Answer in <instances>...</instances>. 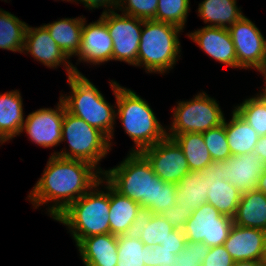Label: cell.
Listing matches in <instances>:
<instances>
[{"instance_id":"obj_1","label":"cell","mask_w":266,"mask_h":266,"mask_svg":"<svg viewBox=\"0 0 266 266\" xmlns=\"http://www.w3.org/2000/svg\"><path fill=\"white\" fill-rule=\"evenodd\" d=\"M51 155L28 199L36 208L53 201L48 212L55 220L97 184L102 174L90 163Z\"/></svg>"},{"instance_id":"obj_2","label":"cell","mask_w":266,"mask_h":266,"mask_svg":"<svg viewBox=\"0 0 266 266\" xmlns=\"http://www.w3.org/2000/svg\"><path fill=\"white\" fill-rule=\"evenodd\" d=\"M104 171V181L137 202L144 212L161 214L176 204L177 184L162 181L141 152H130L120 165Z\"/></svg>"},{"instance_id":"obj_3","label":"cell","mask_w":266,"mask_h":266,"mask_svg":"<svg viewBox=\"0 0 266 266\" xmlns=\"http://www.w3.org/2000/svg\"><path fill=\"white\" fill-rule=\"evenodd\" d=\"M110 86L116 97V116L136 145V149L133 147L130 152L140 153L167 137V131L158 122L147 101L116 81H111Z\"/></svg>"},{"instance_id":"obj_4","label":"cell","mask_w":266,"mask_h":266,"mask_svg":"<svg viewBox=\"0 0 266 266\" xmlns=\"http://www.w3.org/2000/svg\"><path fill=\"white\" fill-rule=\"evenodd\" d=\"M102 177L55 220L68 226L76 245L84 238L110 233L109 183ZM106 183V192L97 187Z\"/></svg>"},{"instance_id":"obj_5","label":"cell","mask_w":266,"mask_h":266,"mask_svg":"<svg viewBox=\"0 0 266 266\" xmlns=\"http://www.w3.org/2000/svg\"><path fill=\"white\" fill-rule=\"evenodd\" d=\"M70 96H60L66 110L82 118L87 124L99 129L108 138L113 136L116 110L104 99L98 88L81 73L68 76Z\"/></svg>"},{"instance_id":"obj_6","label":"cell","mask_w":266,"mask_h":266,"mask_svg":"<svg viewBox=\"0 0 266 266\" xmlns=\"http://www.w3.org/2000/svg\"><path fill=\"white\" fill-rule=\"evenodd\" d=\"M137 66L147 73H166L176 63L180 53L178 34L181 28L155 20H143Z\"/></svg>"},{"instance_id":"obj_7","label":"cell","mask_w":266,"mask_h":266,"mask_svg":"<svg viewBox=\"0 0 266 266\" xmlns=\"http://www.w3.org/2000/svg\"><path fill=\"white\" fill-rule=\"evenodd\" d=\"M64 140L69 142L70 152L63 150L54 152L53 155L90 163L104 174L105 171L96 167L111 148L109 138L103 132L65 109L62 123V141Z\"/></svg>"},{"instance_id":"obj_8","label":"cell","mask_w":266,"mask_h":266,"mask_svg":"<svg viewBox=\"0 0 266 266\" xmlns=\"http://www.w3.org/2000/svg\"><path fill=\"white\" fill-rule=\"evenodd\" d=\"M173 112L170 133H167L171 139L182 133L205 132L220 126L225 119L217 101L205 92L198 93L190 101L178 102Z\"/></svg>"},{"instance_id":"obj_9","label":"cell","mask_w":266,"mask_h":266,"mask_svg":"<svg viewBox=\"0 0 266 266\" xmlns=\"http://www.w3.org/2000/svg\"><path fill=\"white\" fill-rule=\"evenodd\" d=\"M233 224V218L205 203L193 211L182 230L187 241L203 242L210 248L224 245Z\"/></svg>"},{"instance_id":"obj_10","label":"cell","mask_w":266,"mask_h":266,"mask_svg":"<svg viewBox=\"0 0 266 266\" xmlns=\"http://www.w3.org/2000/svg\"><path fill=\"white\" fill-rule=\"evenodd\" d=\"M100 18L106 23L113 42V60L123 61L137 66V55L140 44L143 20L108 12L104 9Z\"/></svg>"},{"instance_id":"obj_11","label":"cell","mask_w":266,"mask_h":266,"mask_svg":"<svg viewBox=\"0 0 266 266\" xmlns=\"http://www.w3.org/2000/svg\"><path fill=\"white\" fill-rule=\"evenodd\" d=\"M239 68L259 69L266 56V39L255 24L244 15L228 28Z\"/></svg>"},{"instance_id":"obj_12","label":"cell","mask_w":266,"mask_h":266,"mask_svg":"<svg viewBox=\"0 0 266 266\" xmlns=\"http://www.w3.org/2000/svg\"><path fill=\"white\" fill-rule=\"evenodd\" d=\"M141 153L150 162L154 173L164 182L177 184L190 171L182 148L169 137Z\"/></svg>"},{"instance_id":"obj_13","label":"cell","mask_w":266,"mask_h":266,"mask_svg":"<svg viewBox=\"0 0 266 266\" xmlns=\"http://www.w3.org/2000/svg\"><path fill=\"white\" fill-rule=\"evenodd\" d=\"M59 103L56 109L42 108L30 113L21 132L25 130L32 142L44 148L54 147L62 142V123L66 107L61 99Z\"/></svg>"},{"instance_id":"obj_14","label":"cell","mask_w":266,"mask_h":266,"mask_svg":"<svg viewBox=\"0 0 266 266\" xmlns=\"http://www.w3.org/2000/svg\"><path fill=\"white\" fill-rule=\"evenodd\" d=\"M204 176L209 189L207 203L211 204L221 214L233 218L242 193L224 180V161H212L204 169Z\"/></svg>"},{"instance_id":"obj_15","label":"cell","mask_w":266,"mask_h":266,"mask_svg":"<svg viewBox=\"0 0 266 266\" xmlns=\"http://www.w3.org/2000/svg\"><path fill=\"white\" fill-rule=\"evenodd\" d=\"M24 51L30 53L37 61L49 68H56L61 63L65 64V70L68 76L74 73H80L67 60L70 58L59 48L43 25L38 28L27 26L23 47Z\"/></svg>"},{"instance_id":"obj_16","label":"cell","mask_w":266,"mask_h":266,"mask_svg":"<svg viewBox=\"0 0 266 266\" xmlns=\"http://www.w3.org/2000/svg\"><path fill=\"white\" fill-rule=\"evenodd\" d=\"M79 61L93 65L113 60V42L106 23L99 18L96 22L86 24L82 28L81 47L77 53Z\"/></svg>"},{"instance_id":"obj_17","label":"cell","mask_w":266,"mask_h":266,"mask_svg":"<svg viewBox=\"0 0 266 266\" xmlns=\"http://www.w3.org/2000/svg\"><path fill=\"white\" fill-rule=\"evenodd\" d=\"M265 168L262 158L254 152L232 155L224 161V180L241 193L257 190L258 179Z\"/></svg>"},{"instance_id":"obj_18","label":"cell","mask_w":266,"mask_h":266,"mask_svg":"<svg viewBox=\"0 0 266 266\" xmlns=\"http://www.w3.org/2000/svg\"><path fill=\"white\" fill-rule=\"evenodd\" d=\"M188 36L211 58L230 67L239 68L228 28L205 26Z\"/></svg>"},{"instance_id":"obj_19","label":"cell","mask_w":266,"mask_h":266,"mask_svg":"<svg viewBox=\"0 0 266 266\" xmlns=\"http://www.w3.org/2000/svg\"><path fill=\"white\" fill-rule=\"evenodd\" d=\"M266 244V231L233 224L227 240L226 251L234 261H261Z\"/></svg>"},{"instance_id":"obj_20","label":"cell","mask_w":266,"mask_h":266,"mask_svg":"<svg viewBox=\"0 0 266 266\" xmlns=\"http://www.w3.org/2000/svg\"><path fill=\"white\" fill-rule=\"evenodd\" d=\"M109 204L110 233L115 236L134 233L144 214L141 206L132 199L121 195L110 184Z\"/></svg>"},{"instance_id":"obj_21","label":"cell","mask_w":266,"mask_h":266,"mask_svg":"<svg viewBox=\"0 0 266 266\" xmlns=\"http://www.w3.org/2000/svg\"><path fill=\"white\" fill-rule=\"evenodd\" d=\"M76 246L84 264L93 266H117V236L111 233L84 238Z\"/></svg>"},{"instance_id":"obj_22","label":"cell","mask_w":266,"mask_h":266,"mask_svg":"<svg viewBox=\"0 0 266 266\" xmlns=\"http://www.w3.org/2000/svg\"><path fill=\"white\" fill-rule=\"evenodd\" d=\"M22 98L19 90L0 94V143L21 134L24 124Z\"/></svg>"},{"instance_id":"obj_23","label":"cell","mask_w":266,"mask_h":266,"mask_svg":"<svg viewBox=\"0 0 266 266\" xmlns=\"http://www.w3.org/2000/svg\"><path fill=\"white\" fill-rule=\"evenodd\" d=\"M233 223L266 231V196L259 190L242 193Z\"/></svg>"},{"instance_id":"obj_24","label":"cell","mask_w":266,"mask_h":266,"mask_svg":"<svg viewBox=\"0 0 266 266\" xmlns=\"http://www.w3.org/2000/svg\"><path fill=\"white\" fill-rule=\"evenodd\" d=\"M204 178V170L189 171L182 177L177 183L176 204L185 210L194 211L207 203L209 189Z\"/></svg>"},{"instance_id":"obj_25","label":"cell","mask_w":266,"mask_h":266,"mask_svg":"<svg viewBox=\"0 0 266 266\" xmlns=\"http://www.w3.org/2000/svg\"><path fill=\"white\" fill-rule=\"evenodd\" d=\"M83 18H65L43 26L48 30L59 48L70 58L77 55L81 47Z\"/></svg>"},{"instance_id":"obj_26","label":"cell","mask_w":266,"mask_h":266,"mask_svg":"<svg viewBox=\"0 0 266 266\" xmlns=\"http://www.w3.org/2000/svg\"><path fill=\"white\" fill-rule=\"evenodd\" d=\"M225 133L231 155L253 152L259 139V135L235 110L230 122L225 120Z\"/></svg>"},{"instance_id":"obj_27","label":"cell","mask_w":266,"mask_h":266,"mask_svg":"<svg viewBox=\"0 0 266 266\" xmlns=\"http://www.w3.org/2000/svg\"><path fill=\"white\" fill-rule=\"evenodd\" d=\"M198 13L205 24L211 23L207 27L229 28L243 16L236 0H204L199 4Z\"/></svg>"},{"instance_id":"obj_28","label":"cell","mask_w":266,"mask_h":266,"mask_svg":"<svg viewBox=\"0 0 266 266\" xmlns=\"http://www.w3.org/2000/svg\"><path fill=\"white\" fill-rule=\"evenodd\" d=\"M173 139L182 148L190 171L204 170L213 161L202 133H182Z\"/></svg>"},{"instance_id":"obj_29","label":"cell","mask_w":266,"mask_h":266,"mask_svg":"<svg viewBox=\"0 0 266 266\" xmlns=\"http://www.w3.org/2000/svg\"><path fill=\"white\" fill-rule=\"evenodd\" d=\"M174 229L162 215L144 212L135 234L145 246L154 247L163 244Z\"/></svg>"},{"instance_id":"obj_30","label":"cell","mask_w":266,"mask_h":266,"mask_svg":"<svg viewBox=\"0 0 266 266\" xmlns=\"http://www.w3.org/2000/svg\"><path fill=\"white\" fill-rule=\"evenodd\" d=\"M27 24L15 15L0 10V48L23 53Z\"/></svg>"},{"instance_id":"obj_31","label":"cell","mask_w":266,"mask_h":266,"mask_svg":"<svg viewBox=\"0 0 266 266\" xmlns=\"http://www.w3.org/2000/svg\"><path fill=\"white\" fill-rule=\"evenodd\" d=\"M235 111L261 136L266 135V97L259 93L234 107Z\"/></svg>"},{"instance_id":"obj_32","label":"cell","mask_w":266,"mask_h":266,"mask_svg":"<svg viewBox=\"0 0 266 266\" xmlns=\"http://www.w3.org/2000/svg\"><path fill=\"white\" fill-rule=\"evenodd\" d=\"M117 266H145V245L134 233L117 236Z\"/></svg>"},{"instance_id":"obj_33","label":"cell","mask_w":266,"mask_h":266,"mask_svg":"<svg viewBox=\"0 0 266 266\" xmlns=\"http://www.w3.org/2000/svg\"><path fill=\"white\" fill-rule=\"evenodd\" d=\"M190 0H158L155 21L172 24L184 28Z\"/></svg>"},{"instance_id":"obj_34","label":"cell","mask_w":266,"mask_h":266,"mask_svg":"<svg viewBox=\"0 0 266 266\" xmlns=\"http://www.w3.org/2000/svg\"><path fill=\"white\" fill-rule=\"evenodd\" d=\"M202 136L213 161H225L232 156L225 133V119L220 126L202 132Z\"/></svg>"},{"instance_id":"obj_35","label":"cell","mask_w":266,"mask_h":266,"mask_svg":"<svg viewBox=\"0 0 266 266\" xmlns=\"http://www.w3.org/2000/svg\"><path fill=\"white\" fill-rule=\"evenodd\" d=\"M157 6L158 0H117V8H119L123 14L141 20H155Z\"/></svg>"},{"instance_id":"obj_36","label":"cell","mask_w":266,"mask_h":266,"mask_svg":"<svg viewBox=\"0 0 266 266\" xmlns=\"http://www.w3.org/2000/svg\"><path fill=\"white\" fill-rule=\"evenodd\" d=\"M209 249L203 242L186 241L182 251L176 255L173 266H202Z\"/></svg>"},{"instance_id":"obj_37","label":"cell","mask_w":266,"mask_h":266,"mask_svg":"<svg viewBox=\"0 0 266 266\" xmlns=\"http://www.w3.org/2000/svg\"><path fill=\"white\" fill-rule=\"evenodd\" d=\"M176 255L161 244L149 247L145 246V266H173Z\"/></svg>"},{"instance_id":"obj_38","label":"cell","mask_w":266,"mask_h":266,"mask_svg":"<svg viewBox=\"0 0 266 266\" xmlns=\"http://www.w3.org/2000/svg\"><path fill=\"white\" fill-rule=\"evenodd\" d=\"M234 263L231 255L224 245L210 247L208 255L204 258L202 266H232Z\"/></svg>"},{"instance_id":"obj_39","label":"cell","mask_w":266,"mask_h":266,"mask_svg":"<svg viewBox=\"0 0 266 266\" xmlns=\"http://www.w3.org/2000/svg\"><path fill=\"white\" fill-rule=\"evenodd\" d=\"M192 213V210H185L178 204H175V206L165 209L160 215H162V217L165 218L174 228L183 229Z\"/></svg>"},{"instance_id":"obj_40","label":"cell","mask_w":266,"mask_h":266,"mask_svg":"<svg viewBox=\"0 0 266 266\" xmlns=\"http://www.w3.org/2000/svg\"><path fill=\"white\" fill-rule=\"evenodd\" d=\"M186 241L183 230L175 228L161 245L163 248L170 250L173 254L177 255L184 248Z\"/></svg>"},{"instance_id":"obj_41","label":"cell","mask_w":266,"mask_h":266,"mask_svg":"<svg viewBox=\"0 0 266 266\" xmlns=\"http://www.w3.org/2000/svg\"><path fill=\"white\" fill-rule=\"evenodd\" d=\"M71 1V0H68ZM73 1H80L84 4L86 8L89 9H96L98 7L104 6L105 8L108 9V12L113 11V7L117 9V0H72ZM111 6V7H110Z\"/></svg>"},{"instance_id":"obj_42","label":"cell","mask_w":266,"mask_h":266,"mask_svg":"<svg viewBox=\"0 0 266 266\" xmlns=\"http://www.w3.org/2000/svg\"><path fill=\"white\" fill-rule=\"evenodd\" d=\"M253 152L260 156L262 161L266 164V135L259 137Z\"/></svg>"},{"instance_id":"obj_43","label":"cell","mask_w":266,"mask_h":266,"mask_svg":"<svg viewBox=\"0 0 266 266\" xmlns=\"http://www.w3.org/2000/svg\"><path fill=\"white\" fill-rule=\"evenodd\" d=\"M257 190L261 191L266 196V168L258 179Z\"/></svg>"},{"instance_id":"obj_44","label":"cell","mask_w":266,"mask_h":266,"mask_svg":"<svg viewBox=\"0 0 266 266\" xmlns=\"http://www.w3.org/2000/svg\"><path fill=\"white\" fill-rule=\"evenodd\" d=\"M261 261L256 260H243V261H234L232 266H260Z\"/></svg>"},{"instance_id":"obj_45","label":"cell","mask_w":266,"mask_h":266,"mask_svg":"<svg viewBox=\"0 0 266 266\" xmlns=\"http://www.w3.org/2000/svg\"><path fill=\"white\" fill-rule=\"evenodd\" d=\"M258 71L261 72L265 77V88H266V56L263 60L261 67L258 69Z\"/></svg>"},{"instance_id":"obj_46","label":"cell","mask_w":266,"mask_h":266,"mask_svg":"<svg viewBox=\"0 0 266 266\" xmlns=\"http://www.w3.org/2000/svg\"><path fill=\"white\" fill-rule=\"evenodd\" d=\"M261 262L263 265L266 266V244H265L264 253H263V257H262Z\"/></svg>"},{"instance_id":"obj_47","label":"cell","mask_w":266,"mask_h":266,"mask_svg":"<svg viewBox=\"0 0 266 266\" xmlns=\"http://www.w3.org/2000/svg\"><path fill=\"white\" fill-rule=\"evenodd\" d=\"M261 94H263L266 97V88H264V91Z\"/></svg>"}]
</instances>
